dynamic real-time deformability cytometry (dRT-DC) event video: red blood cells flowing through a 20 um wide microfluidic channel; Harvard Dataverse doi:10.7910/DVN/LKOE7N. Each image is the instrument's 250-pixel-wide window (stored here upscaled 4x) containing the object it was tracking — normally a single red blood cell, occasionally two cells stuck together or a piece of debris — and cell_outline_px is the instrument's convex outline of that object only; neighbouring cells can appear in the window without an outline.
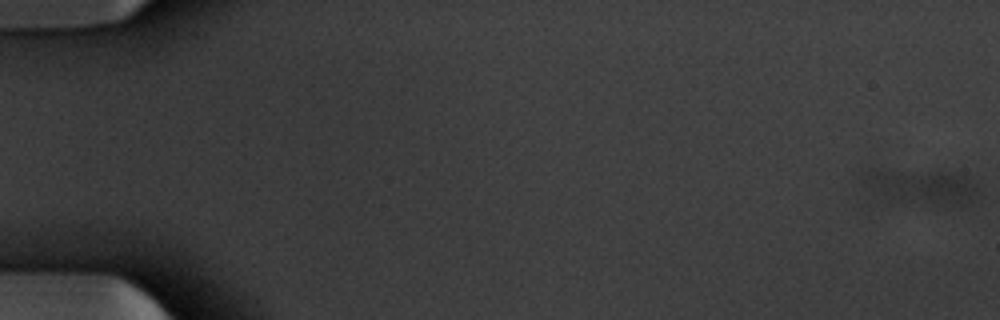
{"species": "common noctule bat (a hibernating species)", "species_latin": "Nyctalus noctula", "temperature_condition": "warm", "stored_images_in_passage": 53, "segment_of_instrument_passage": [1, 2], "camera_frame_rate_fps": 3000, "um_per_image_px": 0.085, "animal": {"sex": "male", "body_mass_g": 20.1, "forearm_length_mm": 53.5}, "frame": {"image": 1, "passage_image": 1, "time_ms": 0.0, "image_size_px": [1000, 320], "cell_outline_px": [[984, 196], [964, 208], [944, 208], [868, 204], [860, 180], [860, 172], [868, 168], [880, 168], [952, 172], [972, 176], [980, 184], [984, 192]], "centroid_in_image_um": [78.17, 16.0], "position_along_channel_um": 6.8, "area_um2": 29.65}}
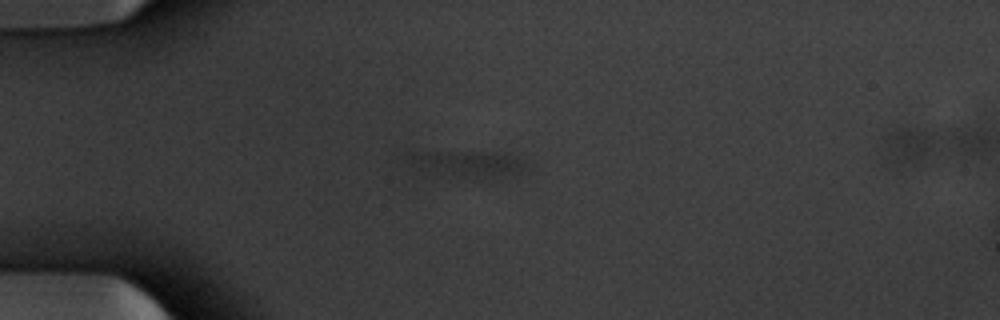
{"frame": {"image": 2, "passage_image": 15, "time_ms": 4.667, "image_size_px": [1000, 320], "cell_outline_px": [[528, 172], [500, 180], [488, 180], [456, 176], [432, 172], [420, 168], [404, 160], [404, 152], [508, 152], [516, 156], [528, 168]], "centroid_in_image_um": [39.89, 13.95], "position_along_channel_um": 45.1, "area_um2": 19.07}}
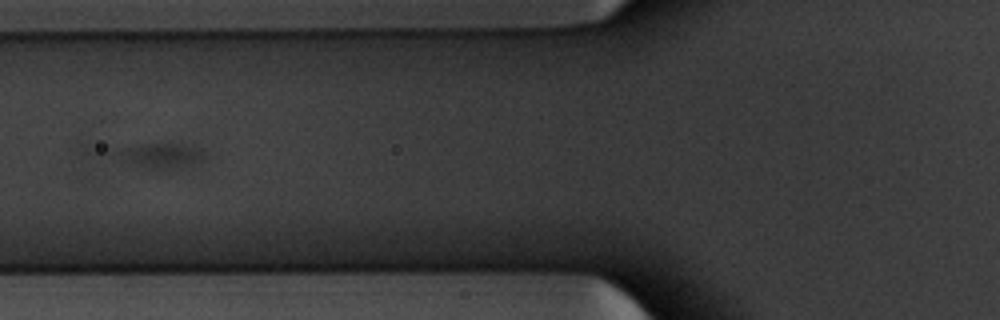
{"frame": {"image": 3, "passage_image": 22, "time_ms": 7.0, "image_size_px": [1000, 320], "cell_outline_px": [[208, 156], [204, 160], [184, 168], [156, 172], [80, 160], [76, 152], [80, 144], [192, 144], [200, 148]], "centroid_in_image_um": [12.16, 13.23], "position_along_channel_um": 113.6, "area_um2": 20.29}}